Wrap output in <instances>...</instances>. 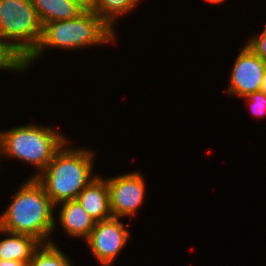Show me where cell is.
I'll use <instances>...</instances> for the list:
<instances>
[{"label": "cell", "instance_id": "6da1fadb", "mask_svg": "<svg viewBox=\"0 0 266 266\" xmlns=\"http://www.w3.org/2000/svg\"><path fill=\"white\" fill-rule=\"evenodd\" d=\"M11 198L8 207L0 213V228L32 236L40 243L54 242L55 205L43 186L28 177Z\"/></svg>", "mask_w": 266, "mask_h": 266}, {"label": "cell", "instance_id": "7a4b0ae2", "mask_svg": "<svg viewBox=\"0 0 266 266\" xmlns=\"http://www.w3.org/2000/svg\"><path fill=\"white\" fill-rule=\"evenodd\" d=\"M70 139L54 154L47 167L35 177L52 203L77 199L80 192L94 179L95 153L82 146L73 147Z\"/></svg>", "mask_w": 266, "mask_h": 266}, {"label": "cell", "instance_id": "3957f363", "mask_svg": "<svg viewBox=\"0 0 266 266\" xmlns=\"http://www.w3.org/2000/svg\"><path fill=\"white\" fill-rule=\"evenodd\" d=\"M116 35L94 11H83L73 19L46 23L42 26L39 45L25 60L26 70L31 68L47 49L77 51L88 46L92 48L97 45H111L117 43Z\"/></svg>", "mask_w": 266, "mask_h": 266}, {"label": "cell", "instance_id": "277c9868", "mask_svg": "<svg viewBox=\"0 0 266 266\" xmlns=\"http://www.w3.org/2000/svg\"><path fill=\"white\" fill-rule=\"evenodd\" d=\"M67 137L51 126L30 123L15 128L0 130V145L3 158H14L35 167L38 176L51 162L54 154L64 145Z\"/></svg>", "mask_w": 266, "mask_h": 266}, {"label": "cell", "instance_id": "5b68a950", "mask_svg": "<svg viewBox=\"0 0 266 266\" xmlns=\"http://www.w3.org/2000/svg\"><path fill=\"white\" fill-rule=\"evenodd\" d=\"M42 24L31 0H0V37L24 60L39 45Z\"/></svg>", "mask_w": 266, "mask_h": 266}, {"label": "cell", "instance_id": "8992f818", "mask_svg": "<svg viewBox=\"0 0 266 266\" xmlns=\"http://www.w3.org/2000/svg\"><path fill=\"white\" fill-rule=\"evenodd\" d=\"M140 171L106 178L113 217L131 218L144 203L147 184Z\"/></svg>", "mask_w": 266, "mask_h": 266}, {"label": "cell", "instance_id": "52a82bcc", "mask_svg": "<svg viewBox=\"0 0 266 266\" xmlns=\"http://www.w3.org/2000/svg\"><path fill=\"white\" fill-rule=\"evenodd\" d=\"M121 218L111 217L96 222L89 237L84 241L90 249L91 254L100 266H112L116 257L124 250L130 233Z\"/></svg>", "mask_w": 266, "mask_h": 266}, {"label": "cell", "instance_id": "ba28073f", "mask_svg": "<svg viewBox=\"0 0 266 266\" xmlns=\"http://www.w3.org/2000/svg\"><path fill=\"white\" fill-rule=\"evenodd\" d=\"M266 61L257 56L245 43L239 49V53L229 76V87L225 88V94L246 97L249 93L260 91Z\"/></svg>", "mask_w": 266, "mask_h": 266}, {"label": "cell", "instance_id": "9c48e42d", "mask_svg": "<svg viewBox=\"0 0 266 266\" xmlns=\"http://www.w3.org/2000/svg\"><path fill=\"white\" fill-rule=\"evenodd\" d=\"M56 207L59 209V213L54 216V232L56 231V224L59 222L58 224L61 225L60 227L69 237L80 238L85 241L95 227L96 221L87 213L79 201L77 199L63 201L57 204Z\"/></svg>", "mask_w": 266, "mask_h": 266}, {"label": "cell", "instance_id": "30bf717a", "mask_svg": "<svg viewBox=\"0 0 266 266\" xmlns=\"http://www.w3.org/2000/svg\"><path fill=\"white\" fill-rule=\"evenodd\" d=\"M77 200L96 222L113 217L110 208L107 181L101 175L94 178L80 192Z\"/></svg>", "mask_w": 266, "mask_h": 266}, {"label": "cell", "instance_id": "8fae6325", "mask_svg": "<svg viewBox=\"0 0 266 266\" xmlns=\"http://www.w3.org/2000/svg\"><path fill=\"white\" fill-rule=\"evenodd\" d=\"M0 259L29 262L35 249L41 244L34 237L6 231L0 228ZM7 236V237H6Z\"/></svg>", "mask_w": 266, "mask_h": 266}, {"label": "cell", "instance_id": "7c38bea8", "mask_svg": "<svg viewBox=\"0 0 266 266\" xmlns=\"http://www.w3.org/2000/svg\"><path fill=\"white\" fill-rule=\"evenodd\" d=\"M42 26L78 17L84 10L69 0H31Z\"/></svg>", "mask_w": 266, "mask_h": 266}, {"label": "cell", "instance_id": "4fadbf2b", "mask_svg": "<svg viewBox=\"0 0 266 266\" xmlns=\"http://www.w3.org/2000/svg\"><path fill=\"white\" fill-rule=\"evenodd\" d=\"M143 0H95L94 12L113 30L122 15H127ZM119 18V19H118Z\"/></svg>", "mask_w": 266, "mask_h": 266}, {"label": "cell", "instance_id": "5bb4252c", "mask_svg": "<svg viewBox=\"0 0 266 266\" xmlns=\"http://www.w3.org/2000/svg\"><path fill=\"white\" fill-rule=\"evenodd\" d=\"M28 266H74L69 256L55 242L41 243L33 252Z\"/></svg>", "mask_w": 266, "mask_h": 266}, {"label": "cell", "instance_id": "9a60e30c", "mask_svg": "<svg viewBox=\"0 0 266 266\" xmlns=\"http://www.w3.org/2000/svg\"><path fill=\"white\" fill-rule=\"evenodd\" d=\"M26 71L25 60L4 39L0 37V71Z\"/></svg>", "mask_w": 266, "mask_h": 266}, {"label": "cell", "instance_id": "2e32d148", "mask_svg": "<svg viewBox=\"0 0 266 266\" xmlns=\"http://www.w3.org/2000/svg\"><path fill=\"white\" fill-rule=\"evenodd\" d=\"M242 99L246 100L248 104H246L252 115L257 118H262L263 116L266 118V94L262 91H256L253 93H249L246 97ZM262 116V117H261Z\"/></svg>", "mask_w": 266, "mask_h": 266}, {"label": "cell", "instance_id": "e0dca14e", "mask_svg": "<svg viewBox=\"0 0 266 266\" xmlns=\"http://www.w3.org/2000/svg\"><path fill=\"white\" fill-rule=\"evenodd\" d=\"M250 36L246 44L257 56L266 61V24L260 33L256 32Z\"/></svg>", "mask_w": 266, "mask_h": 266}, {"label": "cell", "instance_id": "ac0fdd59", "mask_svg": "<svg viewBox=\"0 0 266 266\" xmlns=\"http://www.w3.org/2000/svg\"><path fill=\"white\" fill-rule=\"evenodd\" d=\"M76 3L84 11H93L95 0H69Z\"/></svg>", "mask_w": 266, "mask_h": 266}, {"label": "cell", "instance_id": "d6986e66", "mask_svg": "<svg viewBox=\"0 0 266 266\" xmlns=\"http://www.w3.org/2000/svg\"><path fill=\"white\" fill-rule=\"evenodd\" d=\"M29 262L0 259V266H28Z\"/></svg>", "mask_w": 266, "mask_h": 266}, {"label": "cell", "instance_id": "ffe728a7", "mask_svg": "<svg viewBox=\"0 0 266 266\" xmlns=\"http://www.w3.org/2000/svg\"><path fill=\"white\" fill-rule=\"evenodd\" d=\"M260 91H262L263 93L266 94V69H265V72H264V76H263V80H262V83H261Z\"/></svg>", "mask_w": 266, "mask_h": 266}, {"label": "cell", "instance_id": "44dd1931", "mask_svg": "<svg viewBox=\"0 0 266 266\" xmlns=\"http://www.w3.org/2000/svg\"><path fill=\"white\" fill-rule=\"evenodd\" d=\"M204 1H206V2H208L209 4H221V3H223V2H225V0H204Z\"/></svg>", "mask_w": 266, "mask_h": 266}, {"label": "cell", "instance_id": "7402d4cb", "mask_svg": "<svg viewBox=\"0 0 266 266\" xmlns=\"http://www.w3.org/2000/svg\"><path fill=\"white\" fill-rule=\"evenodd\" d=\"M1 157H2V152H1V145H0V160H1Z\"/></svg>", "mask_w": 266, "mask_h": 266}]
</instances>
